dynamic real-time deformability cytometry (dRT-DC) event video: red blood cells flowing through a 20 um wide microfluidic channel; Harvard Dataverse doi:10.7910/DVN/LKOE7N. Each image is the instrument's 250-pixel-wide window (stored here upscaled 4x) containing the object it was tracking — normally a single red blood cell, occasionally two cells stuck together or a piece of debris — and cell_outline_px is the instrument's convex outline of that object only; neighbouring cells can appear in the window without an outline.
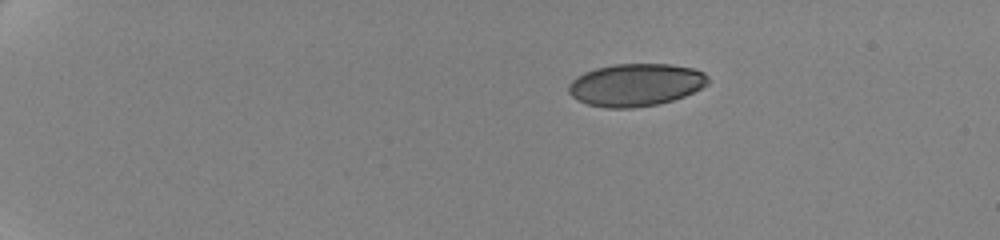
{"species": "human", "species_latin": "Homo sapiens", "temperature_condition": "cold", "stored_images_in_passage": 26, "camera_frame_rate_fps": 3000, "um_per_image_px": 0.085, "donor": {"sex": "female"}, "frame": {"image": 1, "passage_image": 1, "time_ms": 0.0, "image_size_px": [1000, 240], "cell_outline_px": [[708, 84], [684, 96], [672, 100], [656, 104], [632, 108], [608, 108], [588, 104], [572, 96], [568, 92], [568, 84], [576, 76], [584, 72], [596, 68], [612, 64], [668, 64], [692, 68], [704, 72], [708, 76]], "centroid_in_image_um": [54.02, 7.2], "position_along_channel_um": 31.0, "area_um2": 34.45}}
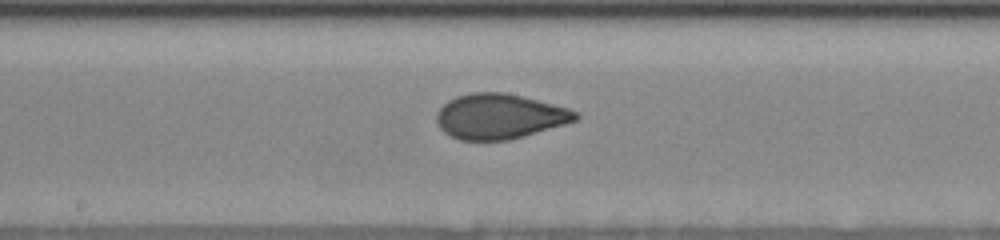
{"frame": {"image": 2, "passage_image": 14, "time_ms": 8.0, "image_size_px": [1000, 240], "cell_outline_px": [[580, 116], [576, 120], [564, 124], [524, 136], [508, 140], [460, 140], [444, 132], [440, 128], [436, 120], [436, 112], [448, 100], [456, 96], [472, 92], [504, 92], [568, 108], [576, 112]], "centroid_in_image_um": [42.42, 9.89], "position_along_channel_um": 205.8, "area_um2": 36.24}}
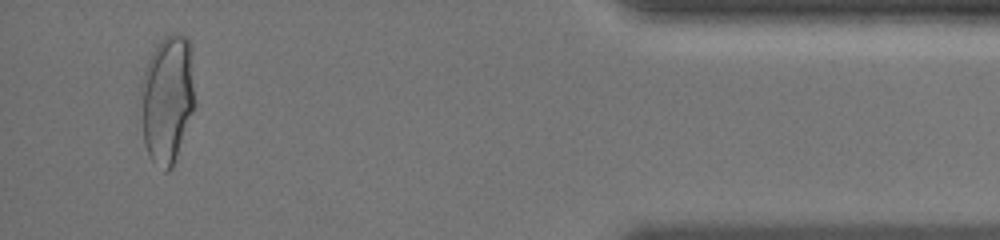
{"frame": {"image": 3, "passage_image": 25, "time_ms": 15.333, "image_size_px": [1000, 240], "cell_outline_px": [[192, 112], [172, 168], [168, 172], [164, 172], [148, 156], [144, 144], [140, 88], [140, 84], [148, 60], [152, 52], [160, 40], [164, 36], [172, 32], [180, 32], [188, 36], [192, 44]], "centroid_in_image_um": [14.2, 8.36], "position_along_channel_um": 421.0, "area_um2": 40.29}, "authors_computed_cell_mechanics": {"area_um2": 36.5007, "velocity_mm_per_s": 3.5427, "shape_relaxation_time_tau1_ms": 6.1546, "shape_relaxation_time_tau2_ms": null, "deformation_change_tau1": 0.1643, "deformation_change_tau2": null}}